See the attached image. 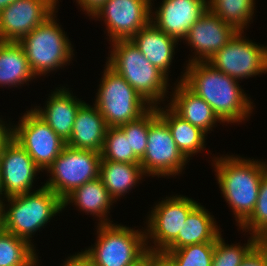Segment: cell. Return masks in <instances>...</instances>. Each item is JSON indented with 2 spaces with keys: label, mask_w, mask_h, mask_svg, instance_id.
Here are the masks:
<instances>
[{
  "label": "cell",
  "mask_w": 267,
  "mask_h": 266,
  "mask_svg": "<svg viewBox=\"0 0 267 266\" xmlns=\"http://www.w3.org/2000/svg\"><path fill=\"white\" fill-rule=\"evenodd\" d=\"M184 71L179 81L203 98L223 123H240L250 117L253 103L238 80L207 62L188 63Z\"/></svg>",
  "instance_id": "cell-1"
},
{
  "label": "cell",
  "mask_w": 267,
  "mask_h": 266,
  "mask_svg": "<svg viewBox=\"0 0 267 266\" xmlns=\"http://www.w3.org/2000/svg\"><path fill=\"white\" fill-rule=\"evenodd\" d=\"M213 159L221 193L240 226L254 211L267 162L227 154Z\"/></svg>",
  "instance_id": "cell-2"
},
{
  "label": "cell",
  "mask_w": 267,
  "mask_h": 266,
  "mask_svg": "<svg viewBox=\"0 0 267 266\" xmlns=\"http://www.w3.org/2000/svg\"><path fill=\"white\" fill-rule=\"evenodd\" d=\"M5 201L9 207L1 203V228L32 245V235L64 210L63 200L44 185L35 191L6 198Z\"/></svg>",
  "instance_id": "cell-3"
},
{
  "label": "cell",
  "mask_w": 267,
  "mask_h": 266,
  "mask_svg": "<svg viewBox=\"0 0 267 266\" xmlns=\"http://www.w3.org/2000/svg\"><path fill=\"white\" fill-rule=\"evenodd\" d=\"M106 63L118 72L152 107L167 94L168 77L153 66L140 50L128 40H114Z\"/></svg>",
  "instance_id": "cell-4"
},
{
  "label": "cell",
  "mask_w": 267,
  "mask_h": 266,
  "mask_svg": "<svg viewBox=\"0 0 267 266\" xmlns=\"http://www.w3.org/2000/svg\"><path fill=\"white\" fill-rule=\"evenodd\" d=\"M55 18L54 13L19 41L35 77L66 66L74 55L71 41Z\"/></svg>",
  "instance_id": "cell-5"
},
{
  "label": "cell",
  "mask_w": 267,
  "mask_h": 266,
  "mask_svg": "<svg viewBox=\"0 0 267 266\" xmlns=\"http://www.w3.org/2000/svg\"><path fill=\"white\" fill-rule=\"evenodd\" d=\"M93 103L107 127H119L140 118L152 106L107 63Z\"/></svg>",
  "instance_id": "cell-6"
},
{
  "label": "cell",
  "mask_w": 267,
  "mask_h": 266,
  "mask_svg": "<svg viewBox=\"0 0 267 266\" xmlns=\"http://www.w3.org/2000/svg\"><path fill=\"white\" fill-rule=\"evenodd\" d=\"M95 245L83 251L94 266H127L138 260L148 249L145 230L120 224H97Z\"/></svg>",
  "instance_id": "cell-7"
},
{
  "label": "cell",
  "mask_w": 267,
  "mask_h": 266,
  "mask_svg": "<svg viewBox=\"0 0 267 266\" xmlns=\"http://www.w3.org/2000/svg\"><path fill=\"white\" fill-rule=\"evenodd\" d=\"M100 161L99 152L66 145L46 170L51 177L44 186L64 200L76 188L99 177Z\"/></svg>",
  "instance_id": "cell-8"
},
{
  "label": "cell",
  "mask_w": 267,
  "mask_h": 266,
  "mask_svg": "<svg viewBox=\"0 0 267 266\" xmlns=\"http://www.w3.org/2000/svg\"><path fill=\"white\" fill-rule=\"evenodd\" d=\"M188 162L177 148L168 125L158 116L157 107H151L147 147L140 159L145 176H175Z\"/></svg>",
  "instance_id": "cell-9"
},
{
  "label": "cell",
  "mask_w": 267,
  "mask_h": 266,
  "mask_svg": "<svg viewBox=\"0 0 267 266\" xmlns=\"http://www.w3.org/2000/svg\"><path fill=\"white\" fill-rule=\"evenodd\" d=\"M239 31L207 63L236 80L267 72L266 46L258 45Z\"/></svg>",
  "instance_id": "cell-10"
},
{
  "label": "cell",
  "mask_w": 267,
  "mask_h": 266,
  "mask_svg": "<svg viewBox=\"0 0 267 266\" xmlns=\"http://www.w3.org/2000/svg\"><path fill=\"white\" fill-rule=\"evenodd\" d=\"M198 203L186 196L175 195L166 197L152 208L148 215L145 229L146 245L148 239L153 242L147 249L152 252H162L181 233L189 212ZM148 222V223H147Z\"/></svg>",
  "instance_id": "cell-11"
},
{
  "label": "cell",
  "mask_w": 267,
  "mask_h": 266,
  "mask_svg": "<svg viewBox=\"0 0 267 266\" xmlns=\"http://www.w3.org/2000/svg\"><path fill=\"white\" fill-rule=\"evenodd\" d=\"M13 138L26 150L37 167L47 170L66 143L32 109L13 127Z\"/></svg>",
  "instance_id": "cell-12"
},
{
  "label": "cell",
  "mask_w": 267,
  "mask_h": 266,
  "mask_svg": "<svg viewBox=\"0 0 267 266\" xmlns=\"http://www.w3.org/2000/svg\"><path fill=\"white\" fill-rule=\"evenodd\" d=\"M152 0H106L91 18L105 22L109 41L131 39L151 21Z\"/></svg>",
  "instance_id": "cell-13"
},
{
  "label": "cell",
  "mask_w": 267,
  "mask_h": 266,
  "mask_svg": "<svg viewBox=\"0 0 267 266\" xmlns=\"http://www.w3.org/2000/svg\"><path fill=\"white\" fill-rule=\"evenodd\" d=\"M58 0H16L0 12V41L19 42L51 15Z\"/></svg>",
  "instance_id": "cell-14"
},
{
  "label": "cell",
  "mask_w": 267,
  "mask_h": 266,
  "mask_svg": "<svg viewBox=\"0 0 267 266\" xmlns=\"http://www.w3.org/2000/svg\"><path fill=\"white\" fill-rule=\"evenodd\" d=\"M26 150L12 138L0 153V177L4 198L32 192L37 172L40 173Z\"/></svg>",
  "instance_id": "cell-15"
},
{
  "label": "cell",
  "mask_w": 267,
  "mask_h": 266,
  "mask_svg": "<svg viewBox=\"0 0 267 266\" xmlns=\"http://www.w3.org/2000/svg\"><path fill=\"white\" fill-rule=\"evenodd\" d=\"M239 31L232 25L208 9L202 17L189 29L186 37L195 56L188 60L192 62H207L225 44H227Z\"/></svg>",
  "instance_id": "cell-16"
},
{
  "label": "cell",
  "mask_w": 267,
  "mask_h": 266,
  "mask_svg": "<svg viewBox=\"0 0 267 266\" xmlns=\"http://www.w3.org/2000/svg\"><path fill=\"white\" fill-rule=\"evenodd\" d=\"M207 10V0H163L158 10L151 12V22L179 41Z\"/></svg>",
  "instance_id": "cell-17"
},
{
  "label": "cell",
  "mask_w": 267,
  "mask_h": 266,
  "mask_svg": "<svg viewBox=\"0 0 267 266\" xmlns=\"http://www.w3.org/2000/svg\"><path fill=\"white\" fill-rule=\"evenodd\" d=\"M54 91L44 109L35 106L32 110L66 143L72 135L76 114L85 101L73 96L66 87Z\"/></svg>",
  "instance_id": "cell-18"
},
{
  "label": "cell",
  "mask_w": 267,
  "mask_h": 266,
  "mask_svg": "<svg viewBox=\"0 0 267 266\" xmlns=\"http://www.w3.org/2000/svg\"><path fill=\"white\" fill-rule=\"evenodd\" d=\"M168 106L190 124L205 133H210L215 123H223L214 113L212 107L194 93L183 81H178Z\"/></svg>",
  "instance_id": "cell-19"
},
{
  "label": "cell",
  "mask_w": 267,
  "mask_h": 266,
  "mask_svg": "<svg viewBox=\"0 0 267 266\" xmlns=\"http://www.w3.org/2000/svg\"><path fill=\"white\" fill-rule=\"evenodd\" d=\"M146 59L167 77L171 62L174 58L177 39L167 35L153 22H149L131 39Z\"/></svg>",
  "instance_id": "cell-20"
},
{
  "label": "cell",
  "mask_w": 267,
  "mask_h": 266,
  "mask_svg": "<svg viewBox=\"0 0 267 266\" xmlns=\"http://www.w3.org/2000/svg\"><path fill=\"white\" fill-rule=\"evenodd\" d=\"M93 106L85 102L79 108L72 135L66 142L68 147L101 152L108 127L100 111L95 105Z\"/></svg>",
  "instance_id": "cell-21"
},
{
  "label": "cell",
  "mask_w": 267,
  "mask_h": 266,
  "mask_svg": "<svg viewBox=\"0 0 267 266\" xmlns=\"http://www.w3.org/2000/svg\"><path fill=\"white\" fill-rule=\"evenodd\" d=\"M213 217L198 203L189 212L181 233H178V236L163 251H172L198 243H215L221 232Z\"/></svg>",
  "instance_id": "cell-22"
},
{
  "label": "cell",
  "mask_w": 267,
  "mask_h": 266,
  "mask_svg": "<svg viewBox=\"0 0 267 266\" xmlns=\"http://www.w3.org/2000/svg\"><path fill=\"white\" fill-rule=\"evenodd\" d=\"M115 200L110 196L101 179L98 177L92 181L86 182L84 185L76 188L63 200V209L68 204L78 206L79 210L99 217L98 224H111L108 218L110 206ZM108 218V219H107Z\"/></svg>",
  "instance_id": "cell-23"
},
{
  "label": "cell",
  "mask_w": 267,
  "mask_h": 266,
  "mask_svg": "<svg viewBox=\"0 0 267 266\" xmlns=\"http://www.w3.org/2000/svg\"><path fill=\"white\" fill-rule=\"evenodd\" d=\"M157 107L158 116L168 125L177 148L187 160L205 148L206 133L177 115L169 106Z\"/></svg>",
  "instance_id": "cell-24"
},
{
  "label": "cell",
  "mask_w": 267,
  "mask_h": 266,
  "mask_svg": "<svg viewBox=\"0 0 267 266\" xmlns=\"http://www.w3.org/2000/svg\"><path fill=\"white\" fill-rule=\"evenodd\" d=\"M36 78L19 42L0 41V86H21Z\"/></svg>",
  "instance_id": "cell-25"
},
{
  "label": "cell",
  "mask_w": 267,
  "mask_h": 266,
  "mask_svg": "<svg viewBox=\"0 0 267 266\" xmlns=\"http://www.w3.org/2000/svg\"><path fill=\"white\" fill-rule=\"evenodd\" d=\"M144 175L140 163L100 161L99 178L115 202L125 196Z\"/></svg>",
  "instance_id": "cell-26"
},
{
  "label": "cell",
  "mask_w": 267,
  "mask_h": 266,
  "mask_svg": "<svg viewBox=\"0 0 267 266\" xmlns=\"http://www.w3.org/2000/svg\"><path fill=\"white\" fill-rule=\"evenodd\" d=\"M208 9L226 23L244 32L252 20L255 0H207Z\"/></svg>",
  "instance_id": "cell-27"
},
{
  "label": "cell",
  "mask_w": 267,
  "mask_h": 266,
  "mask_svg": "<svg viewBox=\"0 0 267 266\" xmlns=\"http://www.w3.org/2000/svg\"><path fill=\"white\" fill-rule=\"evenodd\" d=\"M34 246L0 228V266H27L37 256Z\"/></svg>",
  "instance_id": "cell-28"
},
{
  "label": "cell",
  "mask_w": 267,
  "mask_h": 266,
  "mask_svg": "<svg viewBox=\"0 0 267 266\" xmlns=\"http://www.w3.org/2000/svg\"><path fill=\"white\" fill-rule=\"evenodd\" d=\"M100 154L101 160L140 163V159L130 150L129 138L119 127L107 128Z\"/></svg>",
  "instance_id": "cell-29"
},
{
  "label": "cell",
  "mask_w": 267,
  "mask_h": 266,
  "mask_svg": "<svg viewBox=\"0 0 267 266\" xmlns=\"http://www.w3.org/2000/svg\"><path fill=\"white\" fill-rule=\"evenodd\" d=\"M215 243H198L162 251L175 266H211Z\"/></svg>",
  "instance_id": "cell-30"
},
{
  "label": "cell",
  "mask_w": 267,
  "mask_h": 266,
  "mask_svg": "<svg viewBox=\"0 0 267 266\" xmlns=\"http://www.w3.org/2000/svg\"><path fill=\"white\" fill-rule=\"evenodd\" d=\"M220 234L215 241L211 266H239L248 253L255 247L257 237L251 235L244 246L228 245Z\"/></svg>",
  "instance_id": "cell-31"
},
{
  "label": "cell",
  "mask_w": 267,
  "mask_h": 266,
  "mask_svg": "<svg viewBox=\"0 0 267 266\" xmlns=\"http://www.w3.org/2000/svg\"><path fill=\"white\" fill-rule=\"evenodd\" d=\"M250 235H267V171L263 174L256 206L251 215L239 226Z\"/></svg>",
  "instance_id": "cell-32"
},
{
  "label": "cell",
  "mask_w": 267,
  "mask_h": 266,
  "mask_svg": "<svg viewBox=\"0 0 267 266\" xmlns=\"http://www.w3.org/2000/svg\"><path fill=\"white\" fill-rule=\"evenodd\" d=\"M129 138L130 150L141 159L144 156L149 132V110L140 118L119 126Z\"/></svg>",
  "instance_id": "cell-33"
},
{
  "label": "cell",
  "mask_w": 267,
  "mask_h": 266,
  "mask_svg": "<svg viewBox=\"0 0 267 266\" xmlns=\"http://www.w3.org/2000/svg\"><path fill=\"white\" fill-rule=\"evenodd\" d=\"M239 266H267L261 252L254 247Z\"/></svg>",
  "instance_id": "cell-34"
},
{
  "label": "cell",
  "mask_w": 267,
  "mask_h": 266,
  "mask_svg": "<svg viewBox=\"0 0 267 266\" xmlns=\"http://www.w3.org/2000/svg\"><path fill=\"white\" fill-rule=\"evenodd\" d=\"M62 266H94L92 260L83 252L68 257Z\"/></svg>",
  "instance_id": "cell-35"
},
{
  "label": "cell",
  "mask_w": 267,
  "mask_h": 266,
  "mask_svg": "<svg viewBox=\"0 0 267 266\" xmlns=\"http://www.w3.org/2000/svg\"><path fill=\"white\" fill-rule=\"evenodd\" d=\"M87 16H92L103 5L106 0H76Z\"/></svg>",
  "instance_id": "cell-36"
},
{
  "label": "cell",
  "mask_w": 267,
  "mask_h": 266,
  "mask_svg": "<svg viewBox=\"0 0 267 266\" xmlns=\"http://www.w3.org/2000/svg\"><path fill=\"white\" fill-rule=\"evenodd\" d=\"M13 125L5 126V121L0 118V153L5 148L6 144L13 138Z\"/></svg>",
  "instance_id": "cell-37"
},
{
  "label": "cell",
  "mask_w": 267,
  "mask_h": 266,
  "mask_svg": "<svg viewBox=\"0 0 267 266\" xmlns=\"http://www.w3.org/2000/svg\"><path fill=\"white\" fill-rule=\"evenodd\" d=\"M152 266H175L163 253L152 252Z\"/></svg>",
  "instance_id": "cell-38"
},
{
  "label": "cell",
  "mask_w": 267,
  "mask_h": 266,
  "mask_svg": "<svg viewBox=\"0 0 267 266\" xmlns=\"http://www.w3.org/2000/svg\"><path fill=\"white\" fill-rule=\"evenodd\" d=\"M255 247L261 252L267 265V235L257 236Z\"/></svg>",
  "instance_id": "cell-39"
},
{
  "label": "cell",
  "mask_w": 267,
  "mask_h": 266,
  "mask_svg": "<svg viewBox=\"0 0 267 266\" xmlns=\"http://www.w3.org/2000/svg\"><path fill=\"white\" fill-rule=\"evenodd\" d=\"M127 266H152V251L147 250L138 260Z\"/></svg>",
  "instance_id": "cell-40"
},
{
  "label": "cell",
  "mask_w": 267,
  "mask_h": 266,
  "mask_svg": "<svg viewBox=\"0 0 267 266\" xmlns=\"http://www.w3.org/2000/svg\"><path fill=\"white\" fill-rule=\"evenodd\" d=\"M16 0H0V12Z\"/></svg>",
  "instance_id": "cell-41"
},
{
  "label": "cell",
  "mask_w": 267,
  "mask_h": 266,
  "mask_svg": "<svg viewBox=\"0 0 267 266\" xmlns=\"http://www.w3.org/2000/svg\"><path fill=\"white\" fill-rule=\"evenodd\" d=\"M4 195L3 189H2V185H1V177H0V206L1 203L5 200L4 197H2ZM3 198V199H2ZM2 199V200H1Z\"/></svg>",
  "instance_id": "cell-42"
},
{
  "label": "cell",
  "mask_w": 267,
  "mask_h": 266,
  "mask_svg": "<svg viewBox=\"0 0 267 266\" xmlns=\"http://www.w3.org/2000/svg\"><path fill=\"white\" fill-rule=\"evenodd\" d=\"M38 256H36L27 266H38Z\"/></svg>",
  "instance_id": "cell-43"
},
{
  "label": "cell",
  "mask_w": 267,
  "mask_h": 266,
  "mask_svg": "<svg viewBox=\"0 0 267 266\" xmlns=\"http://www.w3.org/2000/svg\"><path fill=\"white\" fill-rule=\"evenodd\" d=\"M0 228H1V207H0Z\"/></svg>",
  "instance_id": "cell-44"
}]
</instances>
